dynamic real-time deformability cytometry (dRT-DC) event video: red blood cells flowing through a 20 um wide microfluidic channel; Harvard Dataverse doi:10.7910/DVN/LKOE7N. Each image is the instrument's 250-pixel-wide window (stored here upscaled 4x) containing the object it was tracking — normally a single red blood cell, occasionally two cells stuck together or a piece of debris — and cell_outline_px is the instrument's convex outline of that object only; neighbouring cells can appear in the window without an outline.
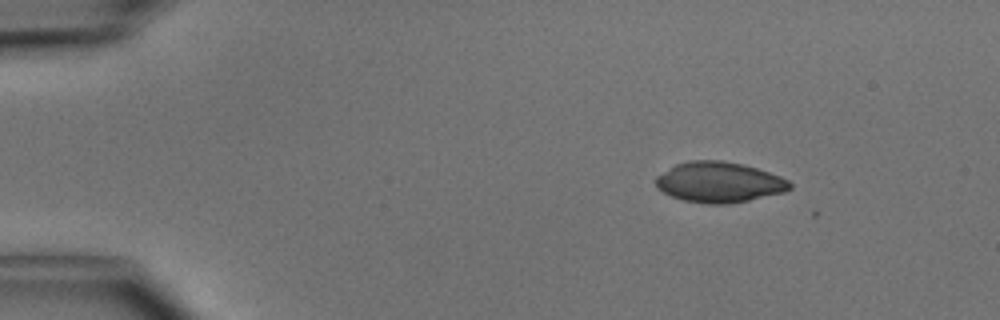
{"species": "common noctule bat (a hibernating species)", "species_latin": "Nyctalus noctula", "temperature_condition": "cold", "stored_images_in_passage": 4, "camera_frame_rate_fps": 3000, "um_per_image_px": 0.085, "animal": {"sex": "male", "body_mass_g": 15.6}, "frame": {"image": 1, "passage_image": 1, "time_ms": 0.0, "image_size_px": [1000, 320], "cell_outline_px": [[792, 188], [784, 192], [748, 200], [724, 204], [708, 204], [684, 200], [672, 196], [656, 188], [656, 176], [676, 164], [688, 160], [720, 160], [744, 164], [780, 176], [788, 180], [792, 184]], "centroid_in_image_um": [61.12, 15.48], "position_along_channel_um": 23.9, "area_um2": 31.5}}